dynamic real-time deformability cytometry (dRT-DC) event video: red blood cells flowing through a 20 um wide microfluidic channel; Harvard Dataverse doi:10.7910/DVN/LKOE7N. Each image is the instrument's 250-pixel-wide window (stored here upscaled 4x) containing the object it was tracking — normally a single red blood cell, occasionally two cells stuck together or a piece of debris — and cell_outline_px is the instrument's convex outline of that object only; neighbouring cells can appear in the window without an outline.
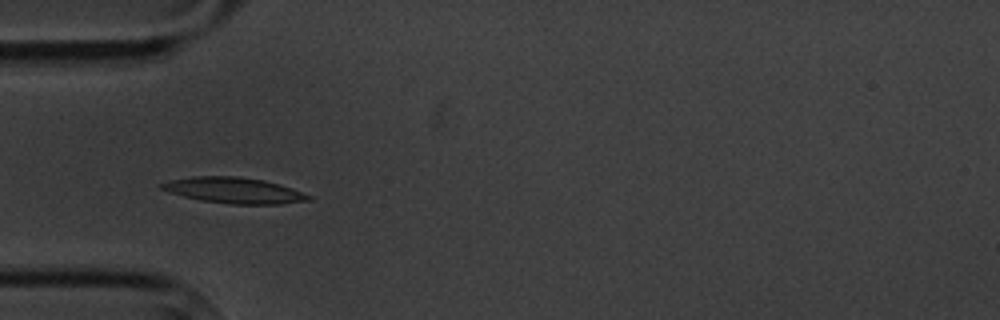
{"species": "common noctule bat (a hibernating species)", "species_latin": "Nyctalus noctula", "temperature_condition": "cold", "stored_images_in_passage": 7, "camera_frame_rate_fps": 3000, "um_per_image_px": 0.085, "animal": {"sex": "male", "body_mass_g": 20.1, "forearm_length_mm": 53.5}, "frame": {"image": 1, "passage_image": 2, "time_ms": 1.0, "image_size_px": [1000, 320], "cell_outline_px": [[316, 196], [312, 200], [280, 204], [228, 204], [200, 200], [168, 192], [160, 188], [156, 184], [172, 180], [192, 176], [240, 176], [264, 180], [280, 184]], "centroid_in_image_um": [19.93, 16.18], "position_along_channel_um": 65.1, "area_um2": 22.48}}
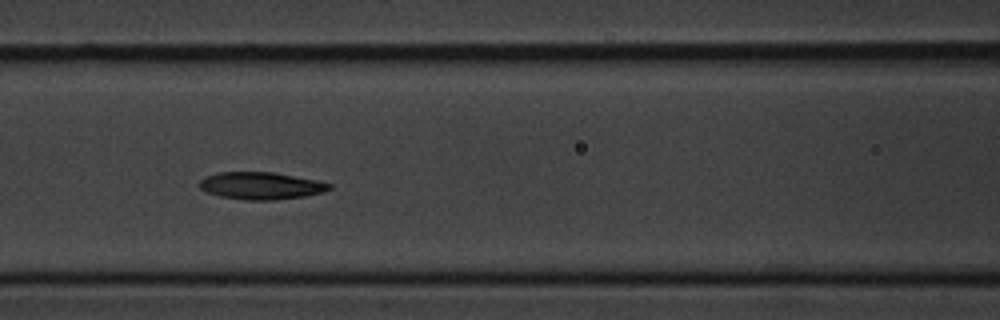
{"frame": {"image": 2, "passage_image": 4, "time_ms": 3.333, "image_size_px": [1000, 320], "cell_outline_px": [[332, 188], [324, 192], [304, 196], [272, 200], [244, 200], [220, 196], [208, 192], [200, 188], [200, 180], [204, 176], [216, 172], [272, 172], [320, 180], [332, 184]], "centroid_in_image_um": [22.21, 15.78], "position_along_channel_um": 144.4, "area_um2": 20.75}}
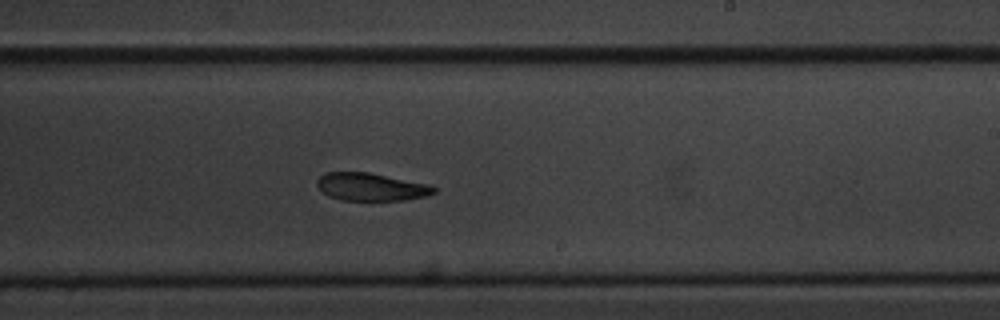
{"frame": {"image": 3, "passage_image": 7, "time_ms": 6.667, "image_size_px": [1000, 320], "cell_outline_px": [[436, 192], [428, 196], [404, 200], [340, 200], [328, 196], [316, 184], [316, 180], [324, 172], [368, 172], [432, 184], [436, 188]], "centroid_in_image_um": [31.58, 15.88], "position_along_channel_um": 257.4, "area_um2": 19.13}}